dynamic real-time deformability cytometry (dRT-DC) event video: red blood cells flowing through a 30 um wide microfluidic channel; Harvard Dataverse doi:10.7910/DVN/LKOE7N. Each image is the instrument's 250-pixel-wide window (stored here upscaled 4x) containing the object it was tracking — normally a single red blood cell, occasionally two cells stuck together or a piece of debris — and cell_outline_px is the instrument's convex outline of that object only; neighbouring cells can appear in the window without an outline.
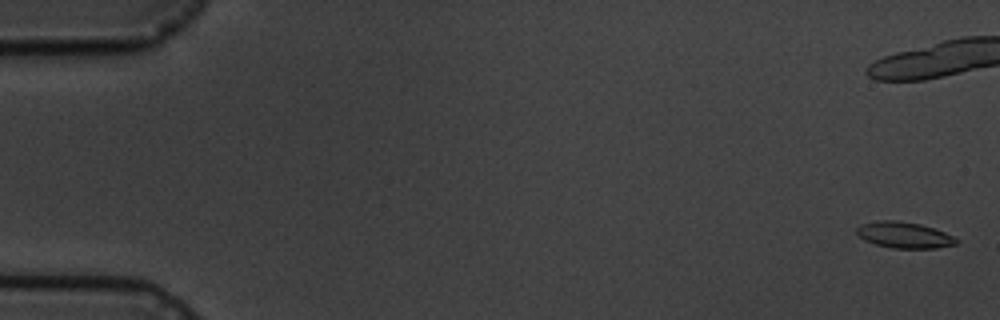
{"species": "common noctule bat (a hibernating species)", "species_latin": "Nyctalus noctula", "temperature_condition": "cold", "stored_images_in_passage": 8, "camera_frame_rate_fps": 3000, "um_per_image_px": 0.085, "animal": {"sex": "male", "body_mass_g": 19.5, "forearm_length_mm": 54.6}, "frame": {"image": 1, "passage_image": 1, "time_ms": 0.0, "image_size_px": [1000, 320], "cell_outline_px": [[960, 240], [956, 244], [936, 248], [892, 248], [876, 244], [864, 240], [856, 232], [856, 228], [864, 224], [876, 220], [896, 220], [920, 224], [944, 232]], "centroid_in_image_um": [76.86, 19.98], "position_along_channel_um": 8.1, "area_um2": 15.03}}